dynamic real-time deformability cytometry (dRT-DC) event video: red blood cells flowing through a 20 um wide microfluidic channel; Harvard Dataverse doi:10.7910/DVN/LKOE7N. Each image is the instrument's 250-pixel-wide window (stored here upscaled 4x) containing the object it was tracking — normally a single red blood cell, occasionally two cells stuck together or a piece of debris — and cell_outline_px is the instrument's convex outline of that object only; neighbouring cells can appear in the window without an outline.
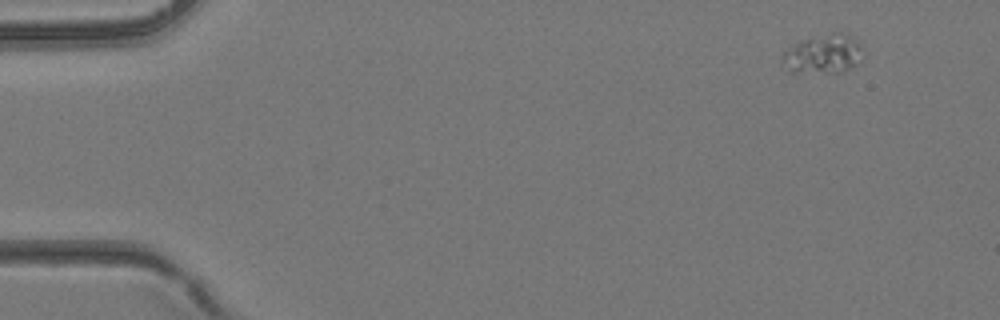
{"species": "common noctule bat (a hibernating species)", "species_latin": "Nyctalus noctula", "temperature_condition": "room temperature", "stored_images_in_passage": 3, "camera_frame_rate_fps": 3000, "um_per_image_px": 0.085, "animal": {"sex": "female", "body_mass_g": 24.6, "forearm_length_mm": 56.2}, "frame": {"image": 1, "passage_image": 1, "time_ms": 0.0, "image_size_px": [1000, 320], "cell_outline_px": [[860, 48], [856, 64], [840, 72], [788, 72], [784, 60], [784, 52], [792, 44], [800, 40], [832, 32], [840, 32], [852, 36], [860, 44]], "centroid_in_image_um": [69.93, 4.56], "position_along_channel_um": 15.1, "area_um2": 17.8}}